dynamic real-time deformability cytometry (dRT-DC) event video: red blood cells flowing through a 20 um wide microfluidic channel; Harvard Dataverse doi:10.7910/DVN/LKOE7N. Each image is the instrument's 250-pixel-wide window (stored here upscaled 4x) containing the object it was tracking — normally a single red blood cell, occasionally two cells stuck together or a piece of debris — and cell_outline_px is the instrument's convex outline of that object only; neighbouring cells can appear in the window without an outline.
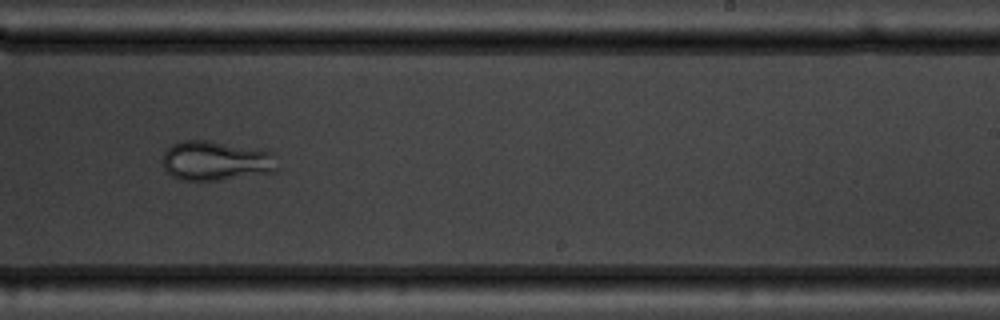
{"species": "common noctule bat (a hibernating species)", "species_latin": "Nyctalus noctula", "temperature_condition": "warm", "stored_images_in_passage": 11, "camera_frame_rate_fps": 3000, "um_per_image_px": 0.085, "animal": {"sex": "male", "body_mass_g": 19.5, "forearm_length_mm": 54.6}, "frame": {"image": 1, "passage_image": 10, "time_ms": 11.0, "image_size_px": [1000, 320], "cell_outline_px": [[276, 172], [220, 180], [180, 180], [172, 176], [164, 168], [160, 160], [164, 152], [172, 144], [184, 140], [208, 140], [260, 148], [272, 152], [276, 168]], "centroid_in_image_um": [18.33, 13.66], "position_along_channel_um": 270.7, "area_um2": 26.82}}